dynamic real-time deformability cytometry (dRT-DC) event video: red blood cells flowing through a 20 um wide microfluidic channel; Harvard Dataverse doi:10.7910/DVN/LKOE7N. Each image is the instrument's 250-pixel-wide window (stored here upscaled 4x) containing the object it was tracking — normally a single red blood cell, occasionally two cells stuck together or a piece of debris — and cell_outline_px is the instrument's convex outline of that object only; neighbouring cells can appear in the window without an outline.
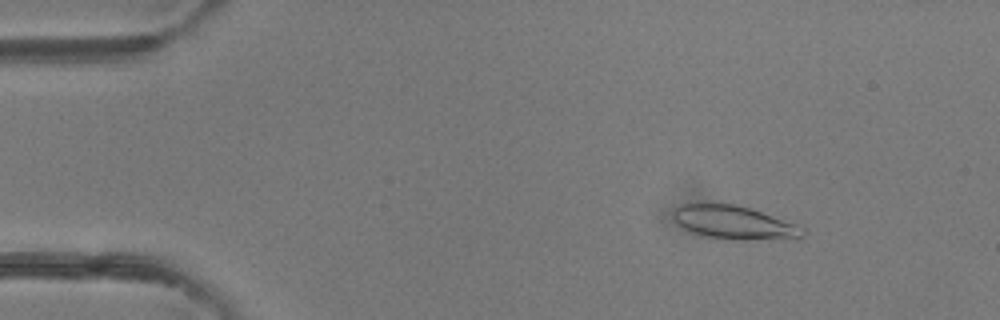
{"species": "common noctule bat (a hibernating species)", "species_latin": "Nyctalus noctula", "temperature_condition": "room temperature", "stored_images_in_passage": 3, "camera_frame_rate_fps": 3000, "um_per_image_px": 0.085, "animal": {"sex": "female"}, "frame": {"image": 1, "passage_image": 1, "time_ms": 0.0, "image_size_px": [1000, 320], "cell_outline_px": [[808, 232], [800, 240], [736, 240], [704, 236], [680, 228], [676, 224], [672, 216], [672, 208], [680, 204], [704, 200], [736, 204], [796, 224], [804, 228]], "centroid_in_image_um": [62.35, 18.9], "position_along_channel_um": 22.6, "area_um2": 26.65}}